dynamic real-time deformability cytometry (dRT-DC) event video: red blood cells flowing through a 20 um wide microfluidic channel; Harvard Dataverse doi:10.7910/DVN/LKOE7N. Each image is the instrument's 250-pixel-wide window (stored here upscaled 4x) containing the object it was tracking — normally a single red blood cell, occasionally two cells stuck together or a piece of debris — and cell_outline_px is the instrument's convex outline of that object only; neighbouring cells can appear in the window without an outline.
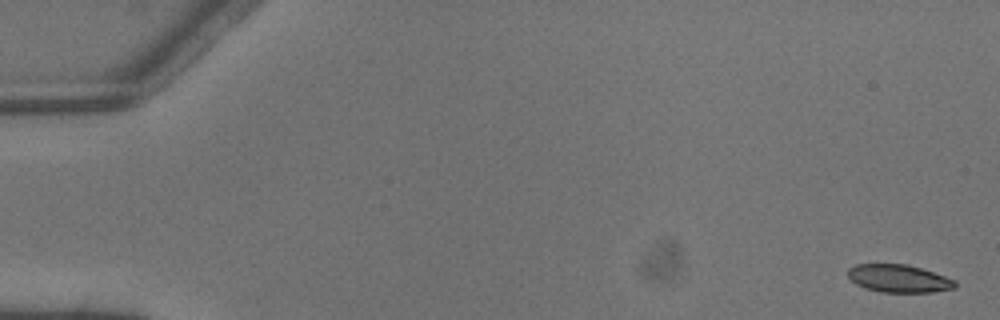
{"species": "common noctule bat (a hibernating species)", "species_latin": "Nyctalus noctula", "temperature_condition": "warm", "stored_images_in_passage": 4, "camera_frame_rate_fps": 3000, "um_per_image_px": 0.085, "animal": {"sex": "male", "body_mass_g": 13.3}, "frame": {"image": 1, "passage_image": 1, "time_ms": 0.0, "image_size_px": [1000, 320], "cell_outline_px": [[956, 288], [932, 292], [880, 292], [864, 288], [856, 284], [848, 276], [848, 268], [856, 264], [908, 264], [956, 280]], "centroid_in_image_um": [76.38, 23.67], "position_along_channel_um": 8.6, "area_um2": 17.34}}
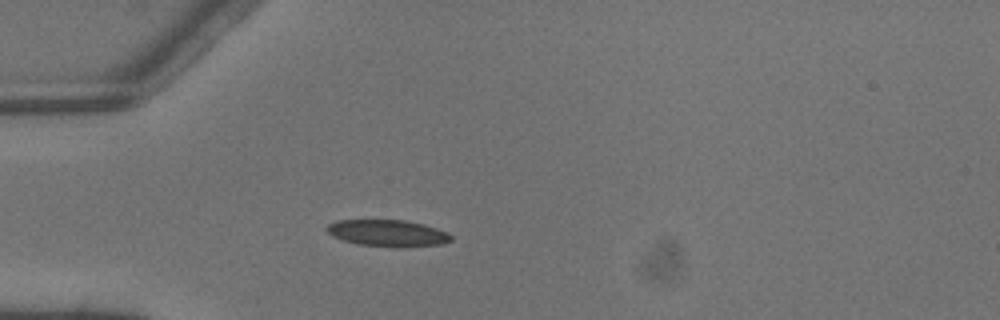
{"frame": {"image": 2, "passage_image": 4, "time_ms": 1.0, "image_size_px": [1000, 320], "cell_outline_px": [[452, 240], [440, 244], [360, 244], [344, 240], [332, 236], [324, 228], [328, 224], [336, 220], [404, 220], [424, 224], [448, 232], [452, 236]], "centroid_in_image_um": [32.89, 19.75], "position_along_channel_um": 52.1, "area_um2": 18.21}}